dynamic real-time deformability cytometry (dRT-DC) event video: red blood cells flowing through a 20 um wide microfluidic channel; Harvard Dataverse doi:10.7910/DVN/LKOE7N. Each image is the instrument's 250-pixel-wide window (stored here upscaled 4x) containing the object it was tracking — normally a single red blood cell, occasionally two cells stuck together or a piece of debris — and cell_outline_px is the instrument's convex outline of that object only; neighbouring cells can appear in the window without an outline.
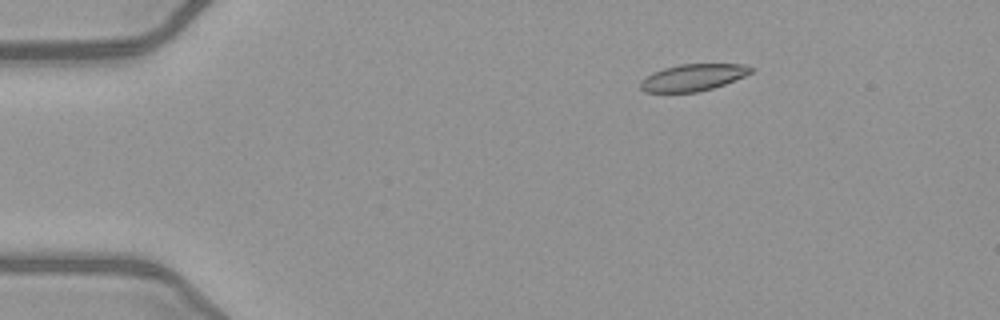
{"species": "common noctule bat (a hibernating species)", "species_latin": "Nyctalus noctula", "temperature_condition": "warm", "stored_images_in_passage": 52, "camera_frame_rate_fps": 3000, "um_per_image_px": 0.085, "animal": {"sex": "female", "body_mass_g": 21.9}, "frame": {"image": 1, "passage_image": 9, "time_ms": 2.667, "image_size_px": [1000, 320], "cell_outline_px": [[756, 68], [752, 72], [744, 76], [724, 84], [712, 88], [696, 92], [644, 92], [640, 88], [640, 80], [652, 72], [664, 68], [680, 64], [744, 64]], "centroid_in_image_um": [58.9, 6.58], "position_along_channel_um": 26.1, "area_um2": 17.28}}
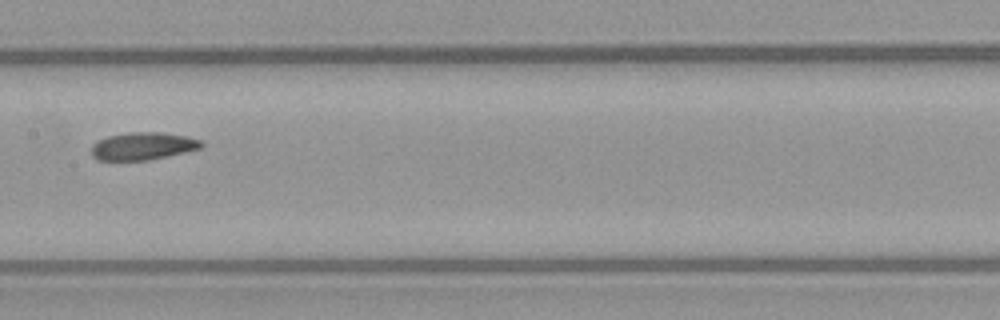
{"frame": {"image": 2, "passage_image": 27, "time_ms": 8.667, "image_size_px": [1000, 320], "cell_outline_px": [[204, 148], [148, 160], [96, 160], [92, 156], [92, 144], [108, 136], [128, 132], [160, 132], [188, 136], [204, 140]], "centroid_in_image_um": [12.21, 12.41], "position_along_channel_um": 195.2, "area_um2": 17.86}}
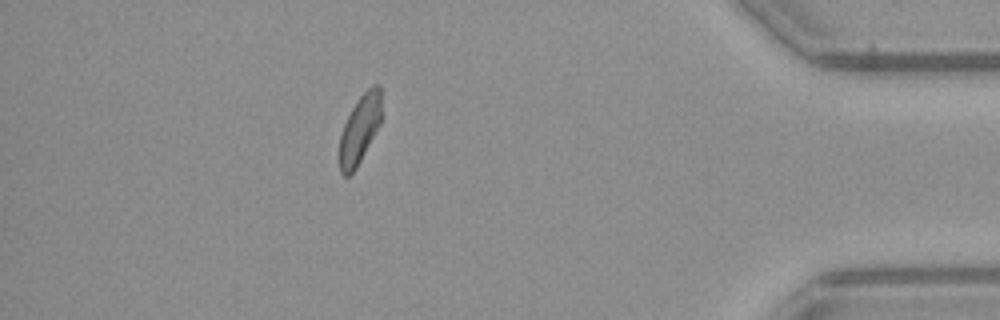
{"frame": {"image": 3, "passage_image": 46, "time_ms": 15.0, "image_size_px": [1000, 320], "cell_outline_px": [[380, 124], [356, 168], [348, 176], [344, 176], [340, 172], [336, 160], [340, 136], [344, 124], [356, 100], [372, 84], [380, 84]], "centroid_in_image_um": [30.52, 11.04], "position_along_channel_um": 404.7, "area_um2": 16.94}, "authors_computed_cell_mechanics": {"area_um2": 17.9469, "velocity_mm_per_s": 4.0478, "shape_relaxation_time_tau1_ms": 6.4951, "shape_relaxation_time_tau2_ms": 3.8513, "deformation_change_tau1": 0.1715, "deformation_change_tau2": 0.1178}}